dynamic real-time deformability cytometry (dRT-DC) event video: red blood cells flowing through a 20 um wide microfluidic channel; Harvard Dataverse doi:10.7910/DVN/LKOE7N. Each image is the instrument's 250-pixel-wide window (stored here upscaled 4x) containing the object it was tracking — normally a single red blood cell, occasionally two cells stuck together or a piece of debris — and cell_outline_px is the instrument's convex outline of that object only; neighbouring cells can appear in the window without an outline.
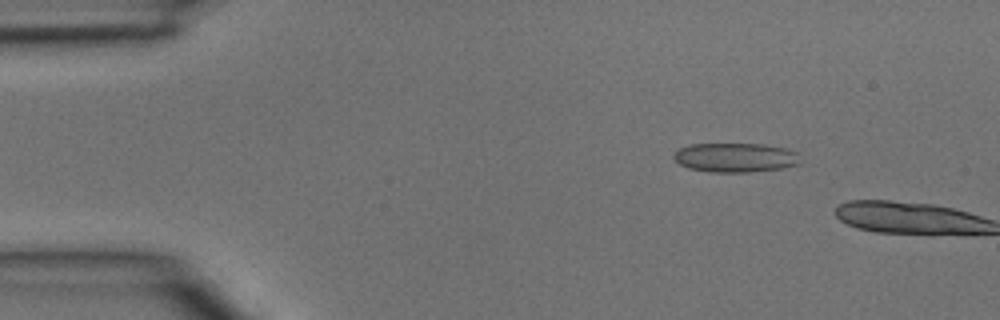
{"species": "common noctule bat (a hibernating species)", "species_latin": "Nyctalus noctula", "temperature_condition": "room temperature", "stored_images_in_passage": 3, "camera_frame_rate_fps": 3000, "um_per_image_px": 0.085, "animal": {"sex": "male", "body_mass_g": 15.6}, "frame": {"image": 1, "passage_image": 2, "time_ms": 0.333, "image_size_px": [1000, 320], "cell_outline_px": [[800, 164], [784, 168], [752, 172], [708, 172], [688, 168], [680, 164], [672, 156], [680, 148], [688, 144], [764, 144], [784, 148], [800, 152]], "centroid_in_image_um": [62.55, 13.39], "position_along_channel_um": 22.4, "area_um2": 21.85}}